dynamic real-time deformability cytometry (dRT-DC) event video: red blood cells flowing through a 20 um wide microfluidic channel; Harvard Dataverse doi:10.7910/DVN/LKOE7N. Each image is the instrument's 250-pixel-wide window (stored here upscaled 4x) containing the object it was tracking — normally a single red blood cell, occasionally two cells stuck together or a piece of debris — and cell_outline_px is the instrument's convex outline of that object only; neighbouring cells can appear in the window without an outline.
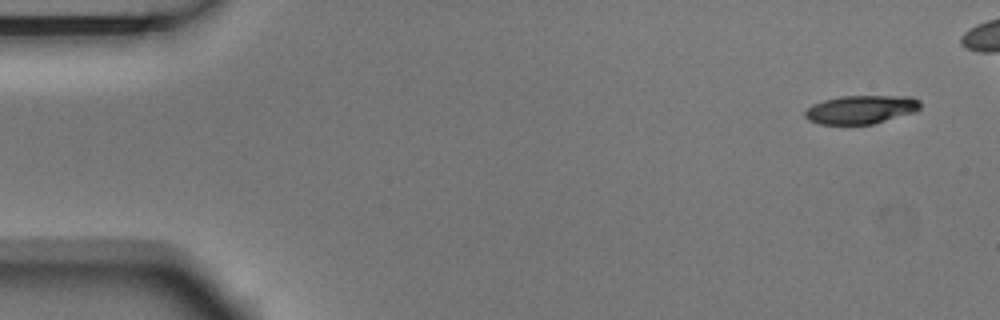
{"species": "Egyptian fruit bat (a non-hibernating species)", "species_latin": "Rousettus aegyptiacus", "temperature_condition": "room temperature", "stored_images_in_passage": 5, "camera_frame_rate_fps": 3000, "um_per_image_px": 0.085, "animal": {"sex": "male"}, "frame": {"image": 1, "passage_image": 1, "time_ms": 0.0, "image_size_px": [1000, 320], "cell_outline_px": [[920, 108], [916, 112], [872, 124], [820, 124], [808, 120], [804, 116], [804, 112], [812, 104], [824, 100], [840, 96], [912, 96], [920, 100]], "centroid_in_image_um": [73.19, 9.3], "position_along_channel_um": 11.8, "area_um2": 19.25}}